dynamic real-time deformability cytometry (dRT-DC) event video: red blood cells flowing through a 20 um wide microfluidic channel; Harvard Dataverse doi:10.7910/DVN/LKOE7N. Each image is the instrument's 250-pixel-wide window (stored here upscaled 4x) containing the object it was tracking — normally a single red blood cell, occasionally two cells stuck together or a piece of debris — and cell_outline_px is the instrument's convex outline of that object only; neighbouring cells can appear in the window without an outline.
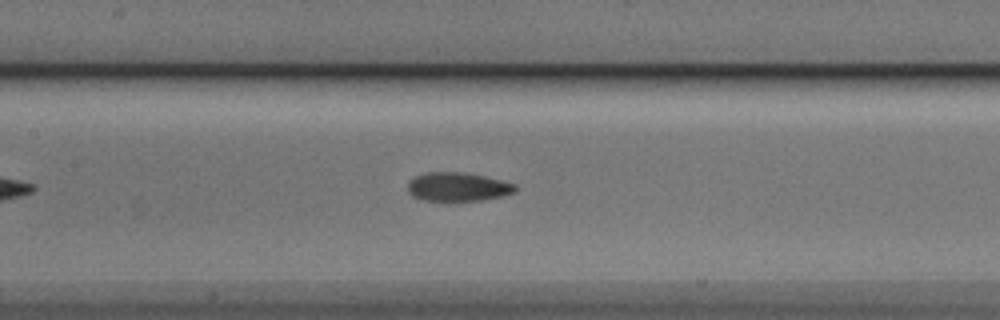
{"species": "Egyptian fruit bat (a non-hibernating species)", "species_latin": "Rousettus aegyptiacus", "temperature_condition": "cold", "stored_images_in_passage": 41, "camera_frame_rate_fps": 3000, "um_per_image_px": 0.085, "animal": {"sex": "male"}, "frame": {"image": 1, "passage_image": 15, "time_ms": 4.667, "image_size_px": [1000, 320], "cell_outline_px": [[516, 192], [504, 196], [480, 200], [444, 204], [420, 200], [412, 196], [408, 192], [408, 180], [416, 176], [428, 172], [460, 172], [484, 176], [516, 184]], "centroid_in_image_um": [38.86, 15.94], "position_along_channel_um": 168.5, "area_um2": 18.84}}
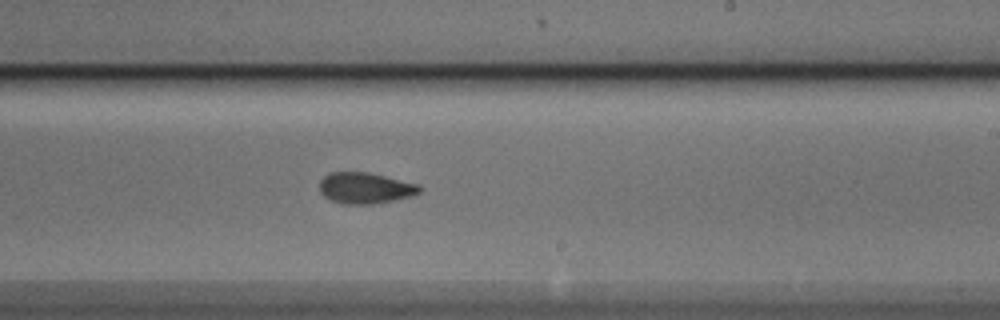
{"frame": {"image": 2, "passage_image": 22, "time_ms": 7.0, "image_size_px": [1000, 320], "cell_outline_px": [[420, 192], [412, 196], [372, 204], [344, 204], [332, 200], [324, 196], [320, 192], [320, 180], [328, 172], [368, 172], [420, 184]], "centroid_in_image_um": [31.04, 15.97], "position_along_channel_um": 258.0, "area_um2": 18.09}}
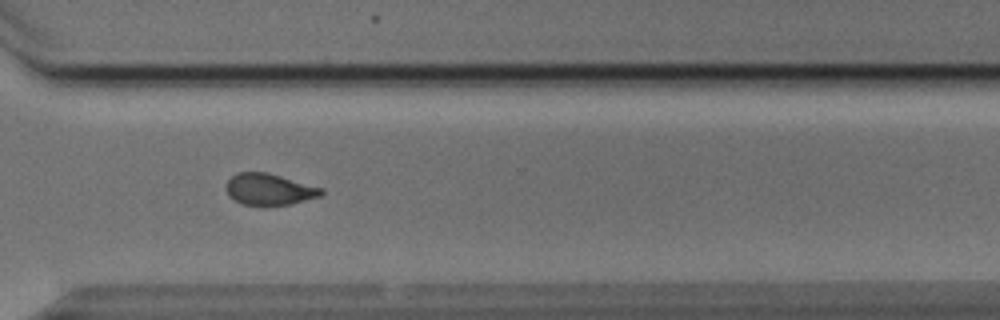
{"frame": {"image": 3, "passage_image": 29, "time_ms": 9.333, "image_size_px": [1000, 320], "cell_outline_px": [[324, 192], [320, 196], [288, 204], [244, 204], [228, 196], [224, 188], [228, 180], [236, 172], [268, 172], [324, 188]], "centroid_in_image_um": [22.87, 16.06], "position_along_channel_um": 347.7, "area_um2": 17.28}, "authors_computed_cell_mechanics": {"area_um2": 18.1492, "velocity_mm_per_s": 3.8478, "shape_relaxation_time_tau1_ms": 3.4694, "shape_relaxation_time_tau2_ms": 1.9959, "deformation_change_tau1": 0.1447, "deformation_change_tau2": 0.0891}}